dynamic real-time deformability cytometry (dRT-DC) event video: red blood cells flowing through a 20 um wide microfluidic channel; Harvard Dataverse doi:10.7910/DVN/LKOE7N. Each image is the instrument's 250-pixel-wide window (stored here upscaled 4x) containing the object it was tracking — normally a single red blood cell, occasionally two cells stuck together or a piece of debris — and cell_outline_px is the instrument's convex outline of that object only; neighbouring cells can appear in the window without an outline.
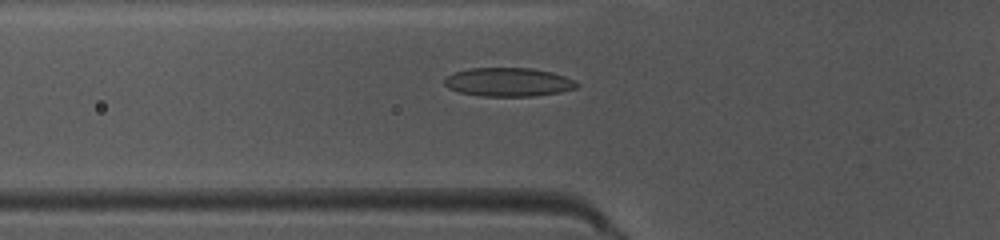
{"species": "common noctule bat (a hibernating species)", "species_latin": "Nyctalus noctula", "temperature_condition": "warm", "stored_images_in_passage": 50, "camera_frame_rate_fps": 3000, "um_per_image_px": 0.085, "animal": {"sex": "female", "body_mass_g": 10.0, "forearm_length_mm": 53.1}, "frame": {"image": 1, "passage_image": 18, "time_ms": 5.667, "image_size_px": [1000, 240], "cell_outline_px": [[580, 88], [560, 92], [532, 96], [480, 96], [456, 92], [448, 88], [444, 84], [444, 76], [452, 72], [468, 68], [532, 68], [552, 72], [564, 76], [580, 84]], "centroid_in_image_um": [43.17, 6.98], "position_along_channel_um": 82.6, "area_um2": 22.48}}
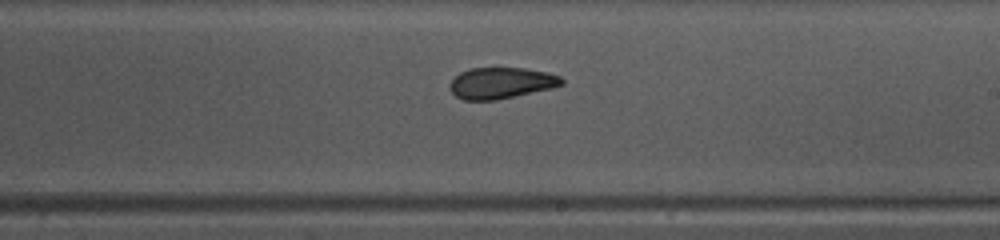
{"frame": {"image": 2, "passage_image": 30, "time_ms": 9.667, "image_size_px": [1000, 240], "cell_outline_px": [[564, 84], [552, 88], [496, 100], [464, 100], [456, 96], [448, 88], [448, 84], [460, 72], [468, 68], [524, 68], [548, 72], [560, 76], [564, 80]], "centroid_in_image_um": [42.59, 7.05], "position_along_channel_um": 246.4, "area_um2": 20.46}}
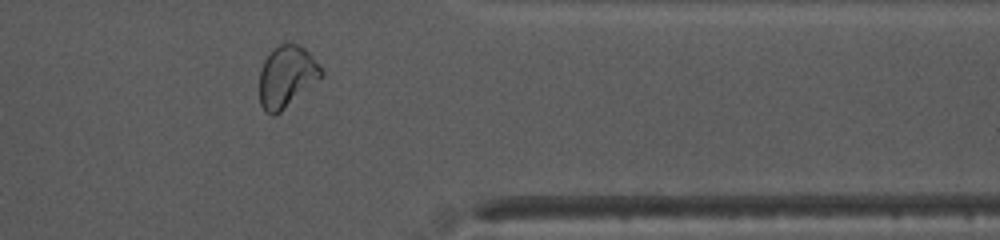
{"frame": {"image": 3, "passage_image": 41, "time_ms": 13.333, "image_size_px": [1000, 240], "cell_outline_px": [[324, 76], [276, 116], [272, 116], [264, 112], [260, 104], [260, 72], [264, 60], [272, 48], [280, 44], [300, 44], [308, 52], [324, 72]], "centroid_in_image_um": [24.36, 6.54], "position_along_channel_um": 387.0, "area_um2": 22.37}, "authors_computed_cell_mechanics": {"area_um2": 21.4727, "velocity_mm_per_s": 4.0694, "shape_relaxation_time_tau1_ms": null, "shape_relaxation_time_tau2_ms": 2.2339, "deformation_change_tau1": null, "deformation_change_tau2": 0.0838}}